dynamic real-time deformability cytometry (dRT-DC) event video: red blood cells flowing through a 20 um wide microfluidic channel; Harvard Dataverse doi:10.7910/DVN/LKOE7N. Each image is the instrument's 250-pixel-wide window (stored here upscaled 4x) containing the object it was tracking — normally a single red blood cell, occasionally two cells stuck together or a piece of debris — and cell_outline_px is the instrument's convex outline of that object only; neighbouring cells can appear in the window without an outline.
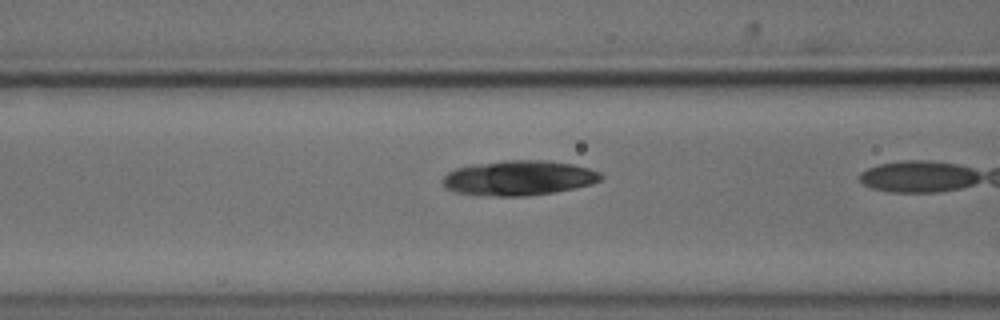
{"species": "common noctule bat (a hibernating species)", "species_latin": "Nyctalus noctula", "temperature_condition": "cold", "stored_images_in_passage": 10, "camera_frame_rate_fps": 3000, "um_per_image_px": 0.085, "animal": {"sex": "male", "body_mass_g": 18.8}, "frame": {"image": 1, "passage_image": 9, "time_ms": 2.667, "image_size_px": [1000, 320], "cell_outline_px": [[604, 176], [600, 180], [592, 184], [556, 192], [528, 196], [488, 196], [452, 192], [444, 188], [444, 176], [448, 172], [456, 168], [476, 164], [508, 160], [544, 160], [572, 164], [588, 168], [600, 172]], "centroid_in_image_um": [44.1, 15.14], "position_along_channel_um": 122.5, "area_um2": 32.25}}